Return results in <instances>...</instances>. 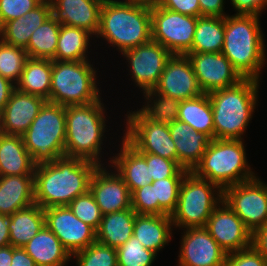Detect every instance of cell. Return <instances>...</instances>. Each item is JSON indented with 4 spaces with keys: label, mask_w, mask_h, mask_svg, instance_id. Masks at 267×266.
Wrapping results in <instances>:
<instances>
[{
    "label": "cell",
    "mask_w": 267,
    "mask_h": 266,
    "mask_svg": "<svg viewBox=\"0 0 267 266\" xmlns=\"http://www.w3.org/2000/svg\"><path fill=\"white\" fill-rule=\"evenodd\" d=\"M169 131L177 150V163L192 172L200 163L212 139L178 119L169 126Z\"/></svg>",
    "instance_id": "603a6c76"
},
{
    "label": "cell",
    "mask_w": 267,
    "mask_h": 266,
    "mask_svg": "<svg viewBox=\"0 0 267 266\" xmlns=\"http://www.w3.org/2000/svg\"><path fill=\"white\" fill-rule=\"evenodd\" d=\"M104 0H50L52 15L62 25L85 29L94 38L100 26Z\"/></svg>",
    "instance_id": "44dd1931"
},
{
    "label": "cell",
    "mask_w": 267,
    "mask_h": 266,
    "mask_svg": "<svg viewBox=\"0 0 267 266\" xmlns=\"http://www.w3.org/2000/svg\"><path fill=\"white\" fill-rule=\"evenodd\" d=\"M131 207L140 215H153L152 184L145 185L131 193Z\"/></svg>",
    "instance_id": "f6af8a7d"
},
{
    "label": "cell",
    "mask_w": 267,
    "mask_h": 266,
    "mask_svg": "<svg viewBox=\"0 0 267 266\" xmlns=\"http://www.w3.org/2000/svg\"><path fill=\"white\" fill-rule=\"evenodd\" d=\"M106 109L102 99L86 105L65 106V156L91 161L98 166L106 165L101 147L108 132Z\"/></svg>",
    "instance_id": "5b68a950"
},
{
    "label": "cell",
    "mask_w": 267,
    "mask_h": 266,
    "mask_svg": "<svg viewBox=\"0 0 267 266\" xmlns=\"http://www.w3.org/2000/svg\"><path fill=\"white\" fill-rule=\"evenodd\" d=\"M93 37V38H92ZM90 38L94 36L85 29L62 25L57 41L54 61H85L88 58Z\"/></svg>",
    "instance_id": "1f68e13d"
},
{
    "label": "cell",
    "mask_w": 267,
    "mask_h": 266,
    "mask_svg": "<svg viewBox=\"0 0 267 266\" xmlns=\"http://www.w3.org/2000/svg\"><path fill=\"white\" fill-rule=\"evenodd\" d=\"M236 11L233 15L260 16L266 10L267 0H230Z\"/></svg>",
    "instance_id": "7dc6e473"
},
{
    "label": "cell",
    "mask_w": 267,
    "mask_h": 266,
    "mask_svg": "<svg viewBox=\"0 0 267 266\" xmlns=\"http://www.w3.org/2000/svg\"><path fill=\"white\" fill-rule=\"evenodd\" d=\"M153 90L179 101L203 94L186 55L171 56Z\"/></svg>",
    "instance_id": "ac0fdd59"
},
{
    "label": "cell",
    "mask_w": 267,
    "mask_h": 266,
    "mask_svg": "<svg viewBox=\"0 0 267 266\" xmlns=\"http://www.w3.org/2000/svg\"><path fill=\"white\" fill-rule=\"evenodd\" d=\"M260 81L243 78L236 85L208 93L214 139H242L258 106ZM257 105V106H256Z\"/></svg>",
    "instance_id": "3957f363"
},
{
    "label": "cell",
    "mask_w": 267,
    "mask_h": 266,
    "mask_svg": "<svg viewBox=\"0 0 267 266\" xmlns=\"http://www.w3.org/2000/svg\"><path fill=\"white\" fill-rule=\"evenodd\" d=\"M222 201L223 190L218 185L188 172L179 189L176 209L170 216L175 230L205 227Z\"/></svg>",
    "instance_id": "9c48e42d"
},
{
    "label": "cell",
    "mask_w": 267,
    "mask_h": 266,
    "mask_svg": "<svg viewBox=\"0 0 267 266\" xmlns=\"http://www.w3.org/2000/svg\"><path fill=\"white\" fill-rule=\"evenodd\" d=\"M252 246L267 261V222L260 229L253 233Z\"/></svg>",
    "instance_id": "681fc988"
},
{
    "label": "cell",
    "mask_w": 267,
    "mask_h": 266,
    "mask_svg": "<svg viewBox=\"0 0 267 266\" xmlns=\"http://www.w3.org/2000/svg\"><path fill=\"white\" fill-rule=\"evenodd\" d=\"M184 177H168L152 182L153 215H169L174 212L179 189Z\"/></svg>",
    "instance_id": "8d00e7d4"
},
{
    "label": "cell",
    "mask_w": 267,
    "mask_h": 266,
    "mask_svg": "<svg viewBox=\"0 0 267 266\" xmlns=\"http://www.w3.org/2000/svg\"><path fill=\"white\" fill-rule=\"evenodd\" d=\"M205 228L226 253L241 251L252 245L253 234L224 201L212 212Z\"/></svg>",
    "instance_id": "e0dca14e"
},
{
    "label": "cell",
    "mask_w": 267,
    "mask_h": 266,
    "mask_svg": "<svg viewBox=\"0 0 267 266\" xmlns=\"http://www.w3.org/2000/svg\"><path fill=\"white\" fill-rule=\"evenodd\" d=\"M12 246L0 247V266H11Z\"/></svg>",
    "instance_id": "db71d44e"
},
{
    "label": "cell",
    "mask_w": 267,
    "mask_h": 266,
    "mask_svg": "<svg viewBox=\"0 0 267 266\" xmlns=\"http://www.w3.org/2000/svg\"><path fill=\"white\" fill-rule=\"evenodd\" d=\"M45 225L73 256L96 242V230L77 218L68 206L44 209Z\"/></svg>",
    "instance_id": "5bb4252c"
},
{
    "label": "cell",
    "mask_w": 267,
    "mask_h": 266,
    "mask_svg": "<svg viewBox=\"0 0 267 266\" xmlns=\"http://www.w3.org/2000/svg\"><path fill=\"white\" fill-rule=\"evenodd\" d=\"M149 167L152 181L165 179L168 177H184L189 171L183 169L176 161L163 158L149 153H141Z\"/></svg>",
    "instance_id": "b9f144b4"
},
{
    "label": "cell",
    "mask_w": 267,
    "mask_h": 266,
    "mask_svg": "<svg viewBox=\"0 0 267 266\" xmlns=\"http://www.w3.org/2000/svg\"><path fill=\"white\" fill-rule=\"evenodd\" d=\"M35 166L22 136L0 132V176L34 175Z\"/></svg>",
    "instance_id": "83f0119b"
},
{
    "label": "cell",
    "mask_w": 267,
    "mask_h": 266,
    "mask_svg": "<svg viewBox=\"0 0 267 266\" xmlns=\"http://www.w3.org/2000/svg\"><path fill=\"white\" fill-rule=\"evenodd\" d=\"M225 17L201 16L189 52L221 53L224 46Z\"/></svg>",
    "instance_id": "836d02e7"
},
{
    "label": "cell",
    "mask_w": 267,
    "mask_h": 266,
    "mask_svg": "<svg viewBox=\"0 0 267 266\" xmlns=\"http://www.w3.org/2000/svg\"><path fill=\"white\" fill-rule=\"evenodd\" d=\"M89 191L103 215L132 208L128 186L109 165L96 168L90 180Z\"/></svg>",
    "instance_id": "d6986e66"
},
{
    "label": "cell",
    "mask_w": 267,
    "mask_h": 266,
    "mask_svg": "<svg viewBox=\"0 0 267 266\" xmlns=\"http://www.w3.org/2000/svg\"><path fill=\"white\" fill-rule=\"evenodd\" d=\"M36 266H67L72 259L55 234L45 225L23 246Z\"/></svg>",
    "instance_id": "4316f807"
},
{
    "label": "cell",
    "mask_w": 267,
    "mask_h": 266,
    "mask_svg": "<svg viewBox=\"0 0 267 266\" xmlns=\"http://www.w3.org/2000/svg\"><path fill=\"white\" fill-rule=\"evenodd\" d=\"M157 4L183 15L200 17L199 0H158Z\"/></svg>",
    "instance_id": "bcb514c9"
},
{
    "label": "cell",
    "mask_w": 267,
    "mask_h": 266,
    "mask_svg": "<svg viewBox=\"0 0 267 266\" xmlns=\"http://www.w3.org/2000/svg\"><path fill=\"white\" fill-rule=\"evenodd\" d=\"M173 54L155 41L133 47L122 53L128 62L131 81L140 93L152 90L158 83L167 61Z\"/></svg>",
    "instance_id": "4fadbf2b"
},
{
    "label": "cell",
    "mask_w": 267,
    "mask_h": 266,
    "mask_svg": "<svg viewBox=\"0 0 267 266\" xmlns=\"http://www.w3.org/2000/svg\"><path fill=\"white\" fill-rule=\"evenodd\" d=\"M97 164L80 158L62 156L41 163L34 170V202L43 209L67 206L89 191Z\"/></svg>",
    "instance_id": "6da1fadb"
},
{
    "label": "cell",
    "mask_w": 267,
    "mask_h": 266,
    "mask_svg": "<svg viewBox=\"0 0 267 266\" xmlns=\"http://www.w3.org/2000/svg\"><path fill=\"white\" fill-rule=\"evenodd\" d=\"M25 48L12 46L0 40V75L16 84L28 59Z\"/></svg>",
    "instance_id": "74e56055"
},
{
    "label": "cell",
    "mask_w": 267,
    "mask_h": 266,
    "mask_svg": "<svg viewBox=\"0 0 267 266\" xmlns=\"http://www.w3.org/2000/svg\"><path fill=\"white\" fill-rule=\"evenodd\" d=\"M242 139H212L200 163L192 171L222 190L257 176L248 163Z\"/></svg>",
    "instance_id": "8992f818"
},
{
    "label": "cell",
    "mask_w": 267,
    "mask_h": 266,
    "mask_svg": "<svg viewBox=\"0 0 267 266\" xmlns=\"http://www.w3.org/2000/svg\"><path fill=\"white\" fill-rule=\"evenodd\" d=\"M123 137L140 153H149L177 162V150L169 126L148 119L140 110L127 111Z\"/></svg>",
    "instance_id": "30bf717a"
},
{
    "label": "cell",
    "mask_w": 267,
    "mask_h": 266,
    "mask_svg": "<svg viewBox=\"0 0 267 266\" xmlns=\"http://www.w3.org/2000/svg\"><path fill=\"white\" fill-rule=\"evenodd\" d=\"M173 222L169 215H140L135 217L133 236L148 250L160 253L173 238Z\"/></svg>",
    "instance_id": "484cf974"
},
{
    "label": "cell",
    "mask_w": 267,
    "mask_h": 266,
    "mask_svg": "<svg viewBox=\"0 0 267 266\" xmlns=\"http://www.w3.org/2000/svg\"><path fill=\"white\" fill-rule=\"evenodd\" d=\"M34 203V175L0 176V214L11 216Z\"/></svg>",
    "instance_id": "d4e9b609"
},
{
    "label": "cell",
    "mask_w": 267,
    "mask_h": 266,
    "mask_svg": "<svg viewBox=\"0 0 267 266\" xmlns=\"http://www.w3.org/2000/svg\"><path fill=\"white\" fill-rule=\"evenodd\" d=\"M186 56L191 62L203 93L208 94L236 85L243 79L222 53L188 52Z\"/></svg>",
    "instance_id": "9a60e30c"
},
{
    "label": "cell",
    "mask_w": 267,
    "mask_h": 266,
    "mask_svg": "<svg viewBox=\"0 0 267 266\" xmlns=\"http://www.w3.org/2000/svg\"><path fill=\"white\" fill-rule=\"evenodd\" d=\"M52 60L28 58L25 62L16 89L23 93L38 95L47 101L50 98Z\"/></svg>",
    "instance_id": "4dcf8cb0"
},
{
    "label": "cell",
    "mask_w": 267,
    "mask_h": 266,
    "mask_svg": "<svg viewBox=\"0 0 267 266\" xmlns=\"http://www.w3.org/2000/svg\"><path fill=\"white\" fill-rule=\"evenodd\" d=\"M45 226L44 209L34 203L9 216L10 245L23 247Z\"/></svg>",
    "instance_id": "f546056e"
},
{
    "label": "cell",
    "mask_w": 267,
    "mask_h": 266,
    "mask_svg": "<svg viewBox=\"0 0 267 266\" xmlns=\"http://www.w3.org/2000/svg\"><path fill=\"white\" fill-rule=\"evenodd\" d=\"M122 2H131V3H138V4H145L148 6H153L157 3L158 0H119Z\"/></svg>",
    "instance_id": "11a10c76"
},
{
    "label": "cell",
    "mask_w": 267,
    "mask_h": 266,
    "mask_svg": "<svg viewBox=\"0 0 267 266\" xmlns=\"http://www.w3.org/2000/svg\"><path fill=\"white\" fill-rule=\"evenodd\" d=\"M182 230L178 266H225L227 253L205 227Z\"/></svg>",
    "instance_id": "2e32d148"
},
{
    "label": "cell",
    "mask_w": 267,
    "mask_h": 266,
    "mask_svg": "<svg viewBox=\"0 0 267 266\" xmlns=\"http://www.w3.org/2000/svg\"><path fill=\"white\" fill-rule=\"evenodd\" d=\"M197 19L156 3L151 6L152 41L161 44L173 55H186L192 47Z\"/></svg>",
    "instance_id": "8fae6325"
},
{
    "label": "cell",
    "mask_w": 267,
    "mask_h": 266,
    "mask_svg": "<svg viewBox=\"0 0 267 266\" xmlns=\"http://www.w3.org/2000/svg\"><path fill=\"white\" fill-rule=\"evenodd\" d=\"M266 47L260 17L225 16L224 46L221 53L229 59L242 78L262 79L260 71H263L261 69L266 64Z\"/></svg>",
    "instance_id": "277c9868"
},
{
    "label": "cell",
    "mask_w": 267,
    "mask_h": 266,
    "mask_svg": "<svg viewBox=\"0 0 267 266\" xmlns=\"http://www.w3.org/2000/svg\"><path fill=\"white\" fill-rule=\"evenodd\" d=\"M177 119L187 123L193 130L214 139L213 113L208 94L203 93L192 99L181 100Z\"/></svg>",
    "instance_id": "d6a6232c"
},
{
    "label": "cell",
    "mask_w": 267,
    "mask_h": 266,
    "mask_svg": "<svg viewBox=\"0 0 267 266\" xmlns=\"http://www.w3.org/2000/svg\"><path fill=\"white\" fill-rule=\"evenodd\" d=\"M97 70L90 60L54 61L48 102L61 106L86 105L103 99ZM98 84V85H97Z\"/></svg>",
    "instance_id": "52a82bcc"
},
{
    "label": "cell",
    "mask_w": 267,
    "mask_h": 266,
    "mask_svg": "<svg viewBox=\"0 0 267 266\" xmlns=\"http://www.w3.org/2000/svg\"><path fill=\"white\" fill-rule=\"evenodd\" d=\"M22 139L36 165L65 156V106L47 101Z\"/></svg>",
    "instance_id": "ba28073f"
},
{
    "label": "cell",
    "mask_w": 267,
    "mask_h": 266,
    "mask_svg": "<svg viewBox=\"0 0 267 266\" xmlns=\"http://www.w3.org/2000/svg\"><path fill=\"white\" fill-rule=\"evenodd\" d=\"M15 89L16 85L12 81L0 75V114Z\"/></svg>",
    "instance_id": "816d5d0a"
},
{
    "label": "cell",
    "mask_w": 267,
    "mask_h": 266,
    "mask_svg": "<svg viewBox=\"0 0 267 266\" xmlns=\"http://www.w3.org/2000/svg\"><path fill=\"white\" fill-rule=\"evenodd\" d=\"M136 215L132 208L103 215L96 230V241L113 248L126 243L133 235Z\"/></svg>",
    "instance_id": "f1b7e54d"
},
{
    "label": "cell",
    "mask_w": 267,
    "mask_h": 266,
    "mask_svg": "<svg viewBox=\"0 0 267 266\" xmlns=\"http://www.w3.org/2000/svg\"><path fill=\"white\" fill-rule=\"evenodd\" d=\"M117 266H152L157 254L146 249L141 242L131 236V238L118 248Z\"/></svg>",
    "instance_id": "f35d334b"
},
{
    "label": "cell",
    "mask_w": 267,
    "mask_h": 266,
    "mask_svg": "<svg viewBox=\"0 0 267 266\" xmlns=\"http://www.w3.org/2000/svg\"><path fill=\"white\" fill-rule=\"evenodd\" d=\"M43 0H0V27L33 10Z\"/></svg>",
    "instance_id": "7bdbcfd3"
},
{
    "label": "cell",
    "mask_w": 267,
    "mask_h": 266,
    "mask_svg": "<svg viewBox=\"0 0 267 266\" xmlns=\"http://www.w3.org/2000/svg\"><path fill=\"white\" fill-rule=\"evenodd\" d=\"M144 105L139 109L148 119L170 126L178 118L180 101L153 89L143 93Z\"/></svg>",
    "instance_id": "d590c367"
},
{
    "label": "cell",
    "mask_w": 267,
    "mask_h": 266,
    "mask_svg": "<svg viewBox=\"0 0 267 266\" xmlns=\"http://www.w3.org/2000/svg\"><path fill=\"white\" fill-rule=\"evenodd\" d=\"M223 201L252 234L267 222V183L259 176L223 189Z\"/></svg>",
    "instance_id": "7c38bea8"
},
{
    "label": "cell",
    "mask_w": 267,
    "mask_h": 266,
    "mask_svg": "<svg viewBox=\"0 0 267 266\" xmlns=\"http://www.w3.org/2000/svg\"><path fill=\"white\" fill-rule=\"evenodd\" d=\"M225 266H267L266 259L251 245L241 251L227 253Z\"/></svg>",
    "instance_id": "ee69618b"
},
{
    "label": "cell",
    "mask_w": 267,
    "mask_h": 266,
    "mask_svg": "<svg viewBox=\"0 0 267 266\" xmlns=\"http://www.w3.org/2000/svg\"><path fill=\"white\" fill-rule=\"evenodd\" d=\"M61 24L51 15L31 35L25 50L29 58L53 59Z\"/></svg>",
    "instance_id": "e575fe53"
},
{
    "label": "cell",
    "mask_w": 267,
    "mask_h": 266,
    "mask_svg": "<svg viewBox=\"0 0 267 266\" xmlns=\"http://www.w3.org/2000/svg\"><path fill=\"white\" fill-rule=\"evenodd\" d=\"M11 266H36V264L23 247L12 246Z\"/></svg>",
    "instance_id": "f907efd6"
},
{
    "label": "cell",
    "mask_w": 267,
    "mask_h": 266,
    "mask_svg": "<svg viewBox=\"0 0 267 266\" xmlns=\"http://www.w3.org/2000/svg\"><path fill=\"white\" fill-rule=\"evenodd\" d=\"M52 15L50 0H43L33 10L0 27V40L12 46L26 48L32 33Z\"/></svg>",
    "instance_id": "cb8c5ba5"
},
{
    "label": "cell",
    "mask_w": 267,
    "mask_h": 266,
    "mask_svg": "<svg viewBox=\"0 0 267 266\" xmlns=\"http://www.w3.org/2000/svg\"><path fill=\"white\" fill-rule=\"evenodd\" d=\"M9 216L0 214V247L10 245Z\"/></svg>",
    "instance_id": "f5cc1de1"
},
{
    "label": "cell",
    "mask_w": 267,
    "mask_h": 266,
    "mask_svg": "<svg viewBox=\"0 0 267 266\" xmlns=\"http://www.w3.org/2000/svg\"><path fill=\"white\" fill-rule=\"evenodd\" d=\"M226 2L225 0H199L200 17L211 16V17H225L224 11Z\"/></svg>",
    "instance_id": "c3c4849f"
},
{
    "label": "cell",
    "mask_w": 267,
    "mask_h": 266,
    "mask_svg": "<svg viewBox=\"0 0 267 266\" xmlns=\"http://www.w3.org/2000/svg\"><path fill=\"white\" fill-rule=\"evenodd\" d=\"M46 102L43 97L15 89L0 114V132L22 136Z\"/></svg>",
    "instance_id": "ffe728a7"
},
{
    "label": "cell",
    "mask_w": 267,
    "mask_h": 266,
    "mask_svg": "<svg viewBox=\"0 0 267 266\" xmlns=\"http://www.w3.org/2000/svg\"><path fill=\"white\" fill-rule=\"evenodd\" d=\"M67 206L81 221L90 225L95 230L99 228L103 214L90 191L77 196Z\"/></svg>",
    "instance_id": "60d3db41"
},
{
    "label": "cell",
    "mask_w": 267,
    "mask_h": 266,
    "mask_svg": "<svg viewBox=\"0 0 267 266\" xmlns=\"http://www.w3.org/2000/svg\"><path fill=\"white\" fill-rule=\"evenodd\" d=\"M95 38L107 42L109 47H116L120 55L133 47L148 43L152 40L151 6L104 0Z\"/></svg>",
    "instance_id": "7a4b0ae2"
},
{
    "label": "cell",
    "mask_w": 267,
    "mask_h": 266,
    "mask_svg": "<svg viewBox=\"0 0 267 266\" xmlns=\"http://www.w3.org/2000/svg\"><path fill=\"white\" fill-rule=\"evenodd\" d=\"M119 153L110 156V168L124 180L130 193L134 190L152 184L146 158L133 147L123 136L121 138Z\"/></svg>",
    "instance_id": "7402d4cb"
},
{
    "label": "cell",
    "mask_w": 267,
    "mask_h": 266,
    "mask_svg": "<svg viewBox=\"0 0 267 266\" xmlns=\"http://www.w3.org/2000/svg\"><path fill=\"white\" fill-rule=\"evenodd\" d=\"M73 258L77 266H117L116 248L97 241L84 250L76 252Z\"/></svg>",
    "instance_id": "ab89813d"
}]
</instances>
